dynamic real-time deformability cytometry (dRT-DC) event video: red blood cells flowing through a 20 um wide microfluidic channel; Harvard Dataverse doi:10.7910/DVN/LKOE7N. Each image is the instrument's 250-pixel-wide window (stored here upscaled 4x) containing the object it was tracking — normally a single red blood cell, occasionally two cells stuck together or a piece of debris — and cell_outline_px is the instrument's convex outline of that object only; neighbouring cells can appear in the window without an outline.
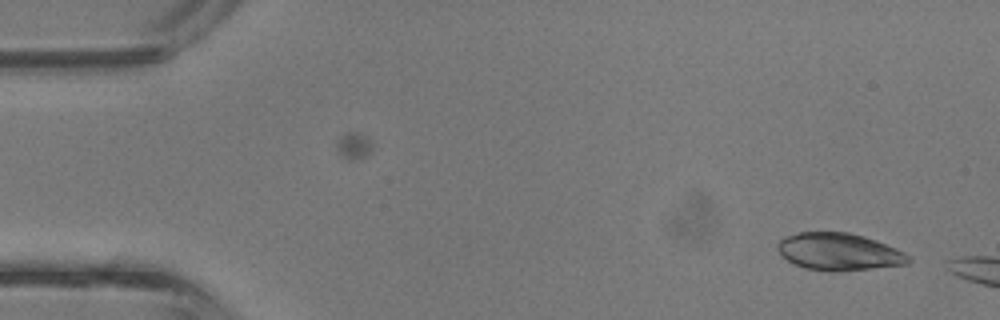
{"species": "common noctule bat (a hibernating species)", "species_latin": "Nyctalus noctula", "temperature_condition": "room temperature", "stored_images_in_passage": 5, "camera_frame_rate_fps": 3000, "um_per_image_px": 0.085, "animal": {"sex": "male", "body_mass_g": 13.3}, "frame": {"image": 1, "passage_image": 2, "time_ms": 0.333, "image_size_px": [1000, 320], "cell_outline_px": [[912, 260], [908, 264], [840, 272], [832, 272], [804, 268], [788, 260], [776, 248], [776, 244], [784, 236], [800, 232], [848, 232], [864, 236], [876, 240], [896, 248], [904, 252]], "centroid_in_image_um": [71.32, 21.4], "position_along_channel_um": 13.7, "area_um2": 28.55}}